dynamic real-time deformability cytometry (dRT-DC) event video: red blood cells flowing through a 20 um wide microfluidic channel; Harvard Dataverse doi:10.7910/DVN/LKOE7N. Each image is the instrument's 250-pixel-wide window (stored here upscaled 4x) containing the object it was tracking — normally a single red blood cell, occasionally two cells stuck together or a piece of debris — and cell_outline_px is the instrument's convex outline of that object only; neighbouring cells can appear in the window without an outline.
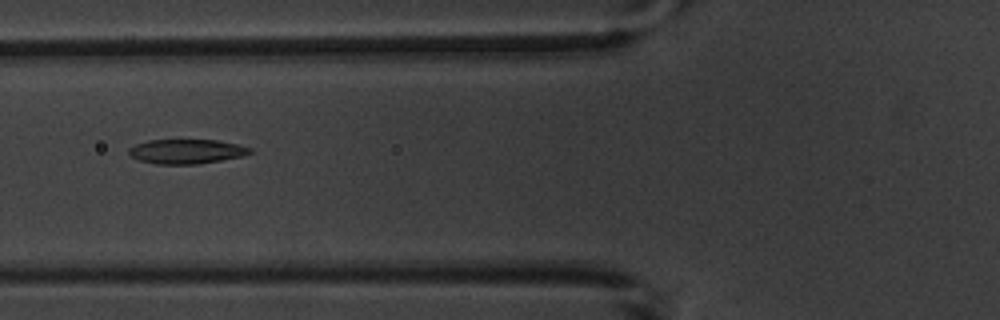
{"species": "common noctule bat (a hibernating species)", "species_latin": "Nyctalus noctula", "temperature_condition": "warm", "stored_images_in_passage": 8, "camera_frame_rate_fps": 3000, "um_per_image_px": 0.085, "animal": {"sex": "male", "body_mass_g": 20.1, "forearm_length_mm": 53.5}, "frame": {"image": 1, "passage_image": 6, "time_ms": 5.667, "image_size_px": [1000, 320], "cell_outline_px": [[252, 152], [244, 156], [196, 164], [156, 164], [140, 160], [132, 156], [128, 152], [128, 148], [136, 144], [148, 140], [216, 140], [236, 144], [252, 148]], "centroid_in_image_um": [15.85, 12.87], "position_along_channel_um": 109.9, "area_um2": 17.17}}
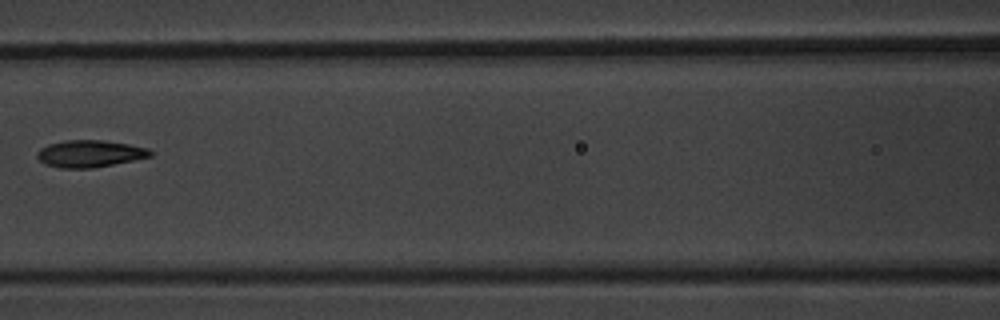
{"frame": {"image": 2, "passage_image": 7, "time_ms": 7.0, "image_size_px": [1000, 320], "cell_outline_px": [[152, 156], [92, 168], [60, 168], [44, 164], [36, 156], [36, 152], [40, 148], [48, 144], [64, 140], [104, 140], [128, 144], [148, 148], [152, 152]], "centroid_in_image_um": [7.59, 13.05], "position_along_channel_um": 159.0, "area_um2": 17.8}}
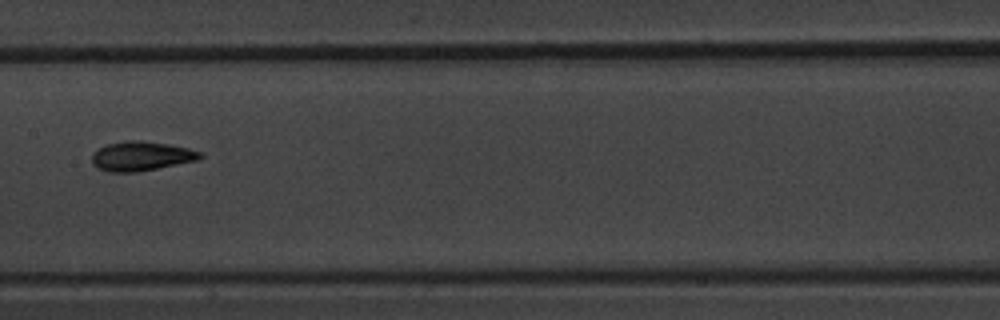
{"frame": {"image": 3, "passage_image": 8, "time_ms": 8.0, "image_size_px": [1000, 320], "cell_outline_px": [[204, 156], [200, 160], [136, 172], [108, 172], [92, 164], [92, 152], [108, 144], [128, 140], [140, 140], [168, 144], [188, 148], [200, 152]], "centroid_in_image_um": [12.02, 13.27], "position_along_channel_um": 195.4, "area_um2": 18.5}}